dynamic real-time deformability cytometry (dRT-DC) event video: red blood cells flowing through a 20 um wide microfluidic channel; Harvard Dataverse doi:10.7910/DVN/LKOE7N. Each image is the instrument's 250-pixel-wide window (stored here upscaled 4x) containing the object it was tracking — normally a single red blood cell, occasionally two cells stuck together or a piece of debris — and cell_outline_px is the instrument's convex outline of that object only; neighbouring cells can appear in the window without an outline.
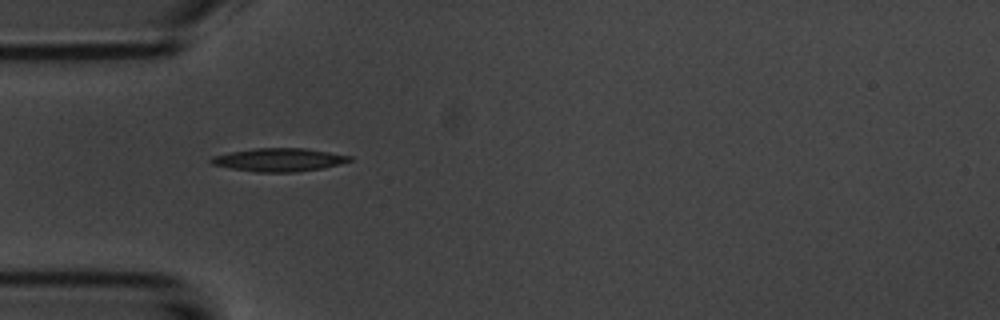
{"species": "common noctule bat (a hibernating species)", "species_latin": "Nyctalus noctula", "temperature_condition": "room temperature", "stored_images_in_passage": 39, "camera_frame_rate_fps": 3000, "um_per_image_px": 0.085, "animal": {"sex": "male", "body_mass_g": 20.1, "forearm_length_mm": 53.5}, "frame": {"image": 1, "passage_image": 1, "time_ms": 0.0, "image_size_px": [1000, 320], "cell_outline_px": [[352, 160], [340, 164], [324, 168], [296, 172], [256, 172], [232, 168], [212, 164], [208, 160], [212, 156], [232, 152], [256, 148], [304, 148], [352, 156]], "centroid_in_image_um": [23.73, 13.58], "position_along_channel_um": 61.3, "area_um2": 18.61}}
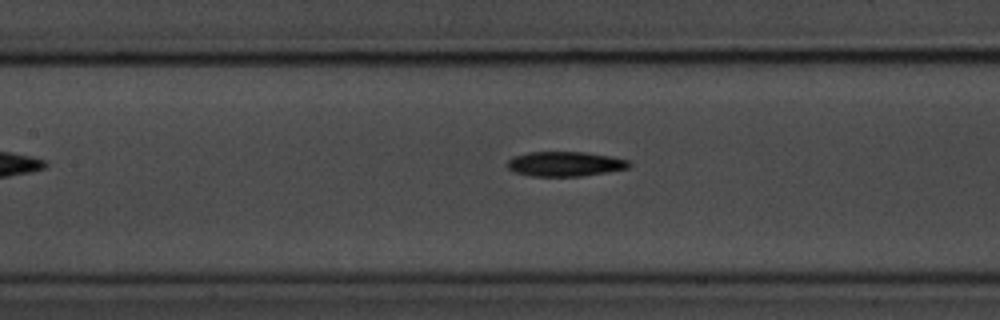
{"frame": {"image": 2, "passage_image": 9, "time_ms": 2.667, "image_size_px": [1000, 320], "cell_outline_px": [[632, 164], [628, 168], [584, 176], [532, 176], [516, 172], [508, 168], [508, 160], [516, 156], [528, 152], [584, 152], [608, 156], [628, 160]], "centroid_in_image_um": [48.05, 13.93], "position_along_channel_um": 159.4, "area_um2": 17.34}}
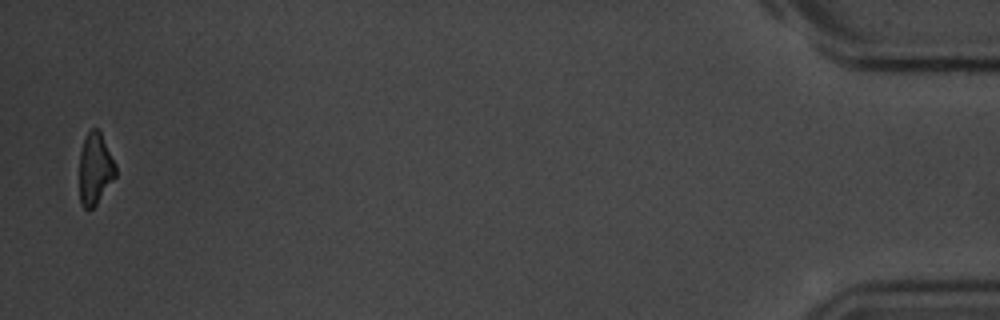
{"frame": {"image": 3, "passage_image": 38, "time_ms": 12.333, "image_size_px": [1000, 320], "cell_outline_px": [[116, 176], [96, 204], [92, 208], [84, 208], [80, 204], [80, 152], [84, 140], [88, 132], [92, 128], [96, 128], [100, 132], [116, 164]], "centroid_in_image_um": [8.09, 14.35], "position_along_channel_um": 427.1, "area_um2": 14.91}, "authors_computed_cell_mechanics": {"area_um2": 17.34, "velocity_mm_per_s": 3.7145, "shape_relaxation_time_tau1_ms": 3.0133, "shape_relaxation_time_tau2_ms": 7.8503, "deformation_change_tau1": 0.1419, "deformation_change_tau2": 0.1905}}